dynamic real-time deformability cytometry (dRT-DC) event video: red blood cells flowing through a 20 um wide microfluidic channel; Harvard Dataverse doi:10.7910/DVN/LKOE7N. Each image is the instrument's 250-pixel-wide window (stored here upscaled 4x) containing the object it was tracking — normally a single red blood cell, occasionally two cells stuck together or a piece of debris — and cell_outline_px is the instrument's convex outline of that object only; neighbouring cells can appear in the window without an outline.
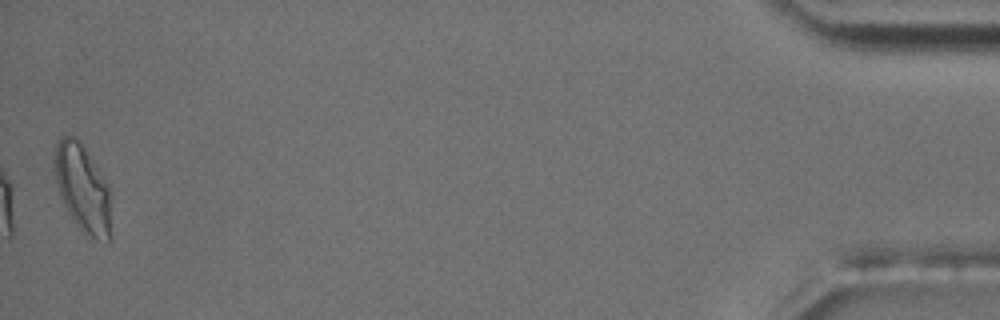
{"species": "common noctule bat (a hibernating species)", "species_latin": "Nyctalus noctula", "temperature_condition": "room temperature", "stored_images_in_passage": 39, "camera_frame_rate_fps": 3000, "um_per_image_px": 0.085, "animal": {"sex": "male", "body_mass_g": 17.5, "forearm_length_mm": 52.3}, "frame": {"image": 1, "passage_image": 39, "time_ms": 12.667, "image_size_px": [1000, 320], "cell_outline_px": [[112, 240], [108, 244], [96, 240], [84, 232], [80, 228], [64, 204], [60, 196], [56, 180], [56, 144], [64, 136], [76, 136], [108, 184]], "centroid_in_image_um": [7.08, 16.09], "position_along_channel_um": 428.1, "area_um2": 28.26}, "authors_computed_cell_mechanics": {"area_um2": 21.6172, "velocity_mm_per_s": 3.6946, "shape_relaxation_time_tau1_ms": 10.1454, "shape_relaxation_time_tau2_ms": 2.7538, "deformation_change_tau1": 0.229, "deformation_change_tau2": 0.0918}}